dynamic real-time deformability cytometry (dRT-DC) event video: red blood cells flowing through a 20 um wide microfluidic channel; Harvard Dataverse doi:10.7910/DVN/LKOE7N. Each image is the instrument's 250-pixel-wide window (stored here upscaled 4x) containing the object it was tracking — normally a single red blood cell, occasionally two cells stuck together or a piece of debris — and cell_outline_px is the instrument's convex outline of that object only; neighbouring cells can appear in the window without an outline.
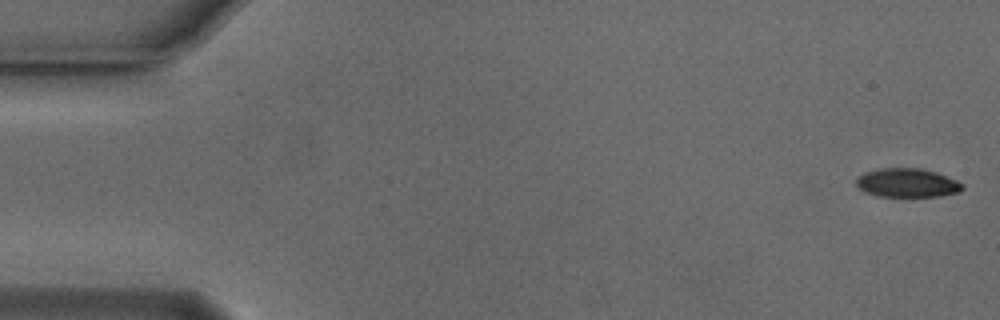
{"species": "Egyptian fruit bat (a non-hibernating species)", "species_latin": "Rousettus aegyptiacus", "temperature_condition": "cold", "stored_images_in_passage": 55, "camera_frame_rate_fps": 3000, "um_per_image_px": 0.085, "animal": {"sex": "male"}, "frame": {"image": 1, "passage_image": 1, "time_ms": 0.0, "image_size_px": [1000, 320], "cell_outline_px": [[964, 188], [960, 192], [940, 196], [876, 196], [864, 192], [856, 184], [856, 180], [864, 172], [880, 168], [920, 168], [936, 172], [956, 180], [964, 184]], "centroid_in_image_um": [77.13, 15.54], "position_along_channel_um": 7.9, "area_um2": 17.86}}
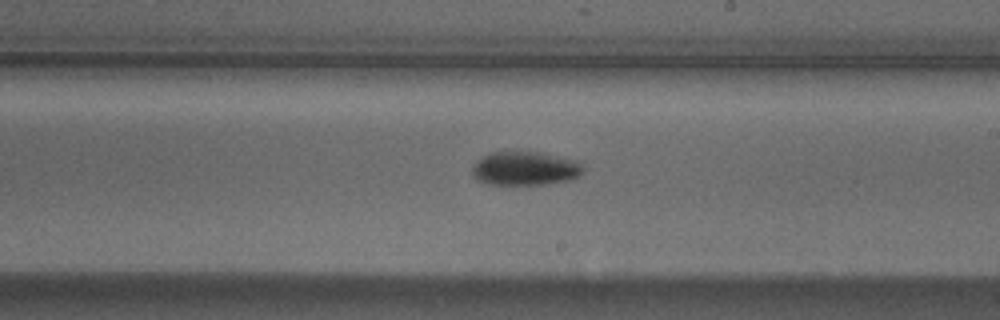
{"frame": {"image": 2, "passage_image": 31, "time_ms": 10.0, "image_size_px": [1000, 320], "cell_outline_px": [[584, 168], [580, 176], [572, 180], [548, 184], [492, 184], [476, 180], [472, 176], [472, 168], [484, 156], [492, 152], [540, 152], [580, 160]], "centroid_in_image_um": [44.72, 14.32], "position_along_channel_um": 244.3, "area_um2": 21.96}}
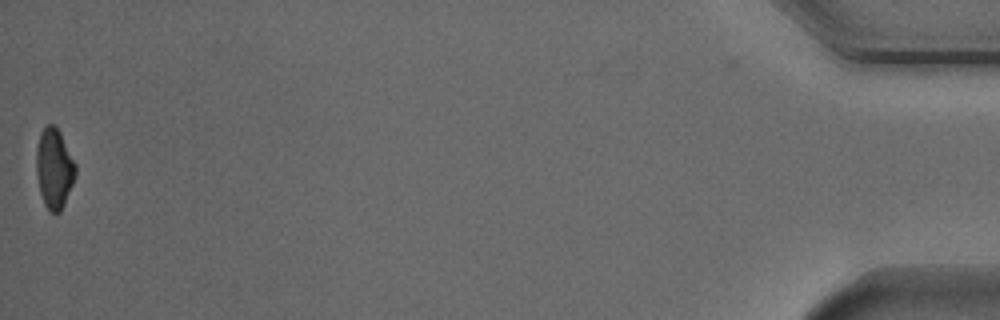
{"frame": {"image": 3, "passage_image": 54, "time_ms": 17.667, "image_size_px": [1000, 320], "cell_outline_px": [[76, 176], [64, 204], [60, 212], [52, 212], [44, 204], [40, 192], [36, 172], [36, 148], [40, 132], [48, 124], [56, 124], [76, 164]], "centroid_in_image_um": [4.61, 14.28], "position_along_channel_um": 430.6, "area_um2": 18.32}, "authors_computed_cell_mechanics": {"area_um2": 19.7676, "velocity_mm_per_s": 3.7752, "shape_relaxation_time_tau1_ms": 3.4381, "shape_relaxation_time_tau2_ms": null, "deformation_change_tau1": 0.1205, "deformation_change_tau2": null}}